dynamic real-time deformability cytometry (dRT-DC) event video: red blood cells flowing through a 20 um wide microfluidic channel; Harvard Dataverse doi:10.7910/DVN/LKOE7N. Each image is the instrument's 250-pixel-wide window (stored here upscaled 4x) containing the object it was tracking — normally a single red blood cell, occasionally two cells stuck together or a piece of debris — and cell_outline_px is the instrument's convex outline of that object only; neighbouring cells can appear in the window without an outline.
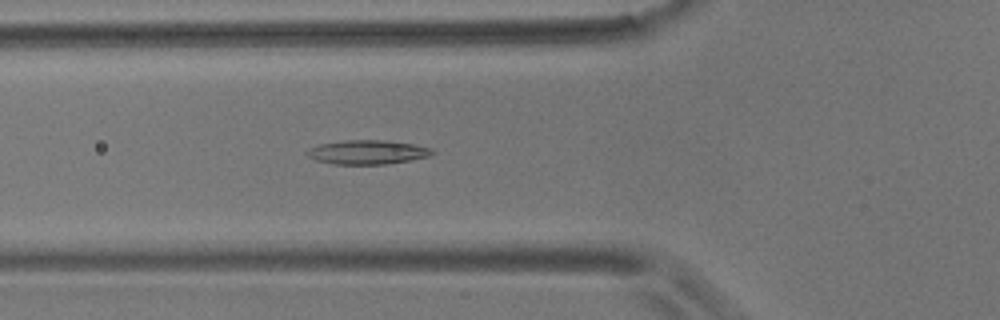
{"species": "common noctule bat (a hibernating species)", "species_latin": "Nyctalus noctula", "temperature_condition": "room temperature", "stored_images_in_passage": 4, "camera_frame_rate_fps": 3000, "um_per_image_px": 0.085, "animal": {"sex": "male", "body_mass_g": 17.9}, "frame": {"image": 1, "passage_image": 4, "time_ms": 4.333, "image_size_px": [1000, 320], "cell_outline_px": [[436, 152], [428, 156], [388, 164], [332, 164], [316, 160], [308, 156], [304, 152], [308, 148], [320, 144], [344, 140], [384, 140], [412, 144], [432, 148]], "centroid_in_image_um": [31.19, 12.93], "position_along_channel_um": 94.6, "area_um2": 17.57}}